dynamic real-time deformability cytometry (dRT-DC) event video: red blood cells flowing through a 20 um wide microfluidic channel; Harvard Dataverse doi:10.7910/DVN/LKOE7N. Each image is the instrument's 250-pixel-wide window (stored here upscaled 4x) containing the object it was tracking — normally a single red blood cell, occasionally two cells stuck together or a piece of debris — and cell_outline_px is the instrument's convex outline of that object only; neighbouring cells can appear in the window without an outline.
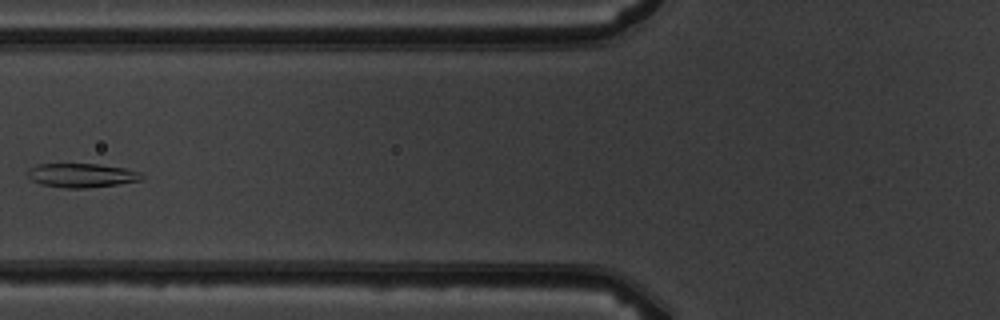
{"species": "common noctule bat (a hibernating species)", "species_latin": "Nyctalus noctula", "temperature_condition": "warm", "stored_images_in_passage": 7, "camera_frame_rate_fps": 3000, "um_per_image_px": 0.085, "animal": {"sex": "male", "body_mass_g": 19.5, "forearm_length_mm": 54.6}, "frame": {"image": 1, "passage_image": 5, "time_ms": 5.0, "image_size_px": [1000, 320], "cell_outline_px": [[144, 180], [116, 184], [84, 188], [64, 188], [40, 184], [32, 180], [28, 176], [28, 168], [36, 164], [96, 164], [124, 168], [140, 172], [144, 176]], "centroid_in_image_um": [6.93, 14.9], "position_along_channel_um": 118.9, "area_um2": 15.95}}
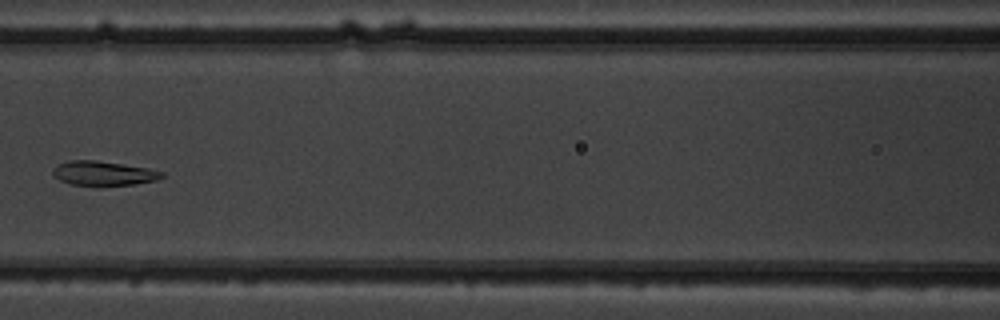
{"frame": {"image": 2, "passage_image": 6, "time_ms": 6.0, "image_size_px": [1000, 320], "cell_outline_px": [[164, 176], [156, 180], [136, 184], [100, 188], [72, 184], [60, 180], [52, 172], [52, 168], [56, 164], [68, 160], [96, 160], [148, 168], [164, 172]], "centroid_in_image_um": [8.78, 14.76], "position_along_channel_um": 157.8, "area_um2": 16.07}}
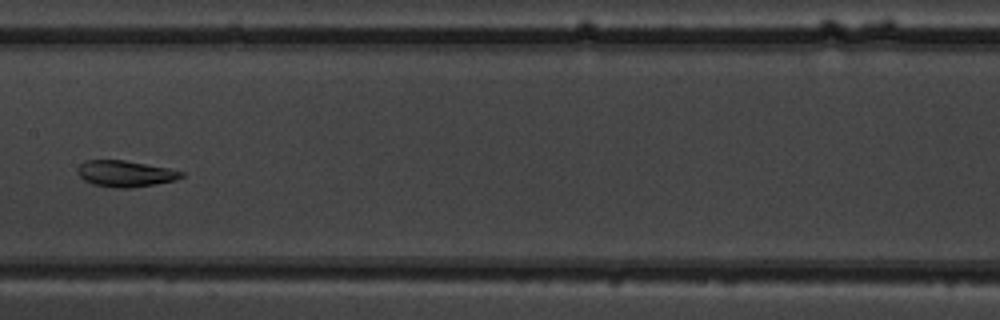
{"frame": {"image": 3, "passage_image": 7, "time_ms": 7.0, "image_size_px": [1000, 320], "cell_outline_px": [[184, 176], [176, 180], [128, 188], [116, 188], [92, 184], [84, 180], [76, 172], [76, 168], [84, 160], [124, 160], [168, 168], [184, 172]], "centroid_in_image_um": [10.61, 14.75], "position_along_channel_um": 196.8, "area_um2": 15.84}}